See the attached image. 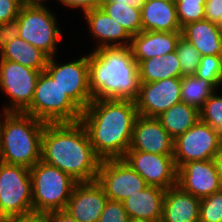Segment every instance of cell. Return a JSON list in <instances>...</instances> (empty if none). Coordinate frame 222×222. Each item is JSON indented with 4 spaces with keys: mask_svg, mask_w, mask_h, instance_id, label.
<instances>
[{
    "mask_svg": "<svg viewBox=\"0 0 222 222\" xmlns=\"http://www.w3.org/2000/svg\"><path fill=\"white\" fill-rule=\"evenodd\" d=\"M135 100L93 99L82 111L84 125L95 154L101 159L123 158L138 117Z\"/></svg>",
    "mask_w": 222,
    "mask_h": 222,
    "instance_id": "6da1fadb",
    "label": "cell"
},
{
    "mask_svg": "<svg viewBox=\"0 0 222 222\" xmlns=\"http://www.w3.org/2000/svg\"><path fill=\"white\" fill-rule=\"evenodd\" d=\"M41 160L69 174L78 183L96 181L101 162L80 121L46 123Z\"/></svg>",
    "mask_w": 222,
    "mask_h": 222,
    "instance_id": "7a4b0ae2",
    "label": "cell"
},
{
    "mask_svg": "<svg viewBox=\"0 0 222 222\" xmlns=\"http://www.w3.org/2000/svg\"><path fill=\"white\" fill-rule=\"evenodd\" d=\"M89 90L93 99H131L139 93L138 63L130 47H103L88 55Z\"/></svg>",
    "mask_w": 222,
    "mask_h": 222,
    "instance_id": "3957f363",
    "label": "cell"
},
{
    "mask_svg": "<svg viewBox=\"0 0 222 222\" xmlns=\"http://www.w3.org/2000/svg\"><path fill=\"white\" fill-rule=\"evenodd\" d=\"M0 120V161L33 167L41 160L46 123L24 112H3Z\"/></svg>",
    "mask_w": 222,
    "mask_h": 222,
    "instance_id": "277c9868",
    "label": "cell"
},
{
    "mask_svg": "<svg viewBox=\"0 0 222 222\" xmlns=\"http://www.w3.org/2000/svg\"><path fill=\"white\" fill-rule=\"evenodd\" d=\"M33 211L48 213L65 209L78 183L59 168L42 160L30 168Z\"/></svg>",
    "mask_w": 222,
    "mask_h": 222,
    "instance_id": "5b68a950",
    "label": "cell"
},
{
    "mask_svg": "<svg viewBox=\"0 0 222 222\" xmlns=\"http://www.w3.org/2000/svg\"><path fill=\"white\" fill-rule=\"evenodd\" d=\"M24 113L45 123H73L80 121L82 110L44 70L39 74L31 105Z\"/></svg>",
    "mask_w": 222,
    "mask_h": 222,
    "instance_id": "8992f818",
    "label": "cell"
},
{
    "mask_svg": "<svg viewBox=\"0 0 222 222\" xmlns=\"http://www.w3.org/2000/svg\"><path fill=\"white\" fill-rule=\"evenodd\" d=\"M47 7L22 5L16 18L18 36L43 51L49 58L55 56L62 37L58 23Z\"/></svg>",
    "mask_w": 222,
    "mask_h": 222,
    "instance_id": "52a82bcc",
    "label": "cell"
},
{
    "mask_svg": "<svg viewBox=\"0 0 222 222\" xmlns=\"http://www.w3.org/2000/svg\"><path fill=\"white\" fill-rule=\"evenodd\" d=\"M32 211L30 168L0 161V217L6 220Z\"/></svg>",
    "mask_w": 222,
    "mask_h": 222,
    "instance_id": "ba28073f",
    "label": "cell"
},
{
    "mask_svg": "<svg viewBox=\"0 0 222 222\" xmlns=\"http://www.w3.org/2000/svg\"><path fill=\"white\" fill-rule=\"evenodd\" d=\"M40 73L17 62L0 60V89L10 99L2 112H24L31 105Z\"/></svg>",
    "mask_w": 222,
    "mask_h": 222,
    "instance_id": "9c48e42d",
    "label": "cell"
},
{
    "mask_svg": "<svg viewBox=\"0 0 222 222\" xmlns=\"http://www.w3.org/2000/svg\"><path fill=\"white\" fill-rule=\"evenodd\" d=\"M222 142V134L200 119L184 134L174 139L176 168L190 161L211 160Z\"/></svg>",
    "mask_w": 222,
    "mask_h": 222,
    "instance_id": "30bf717a",
    "label": "cell"
},
{
    "mask_svg": "<svg viewBox=\"0 0 222 222\" xmlns=\"http://www.w3.org/2000/svg\"><path fill=\"white\" fill-rule=\"evenodd\" d=\"M108 200L122 202L148 184L123 158L101 160L96 178Z\"/></svg>",
    "mask_w": 222,
    "mask_h": 222,
    "instance_id": "8fae6325",
    "label": "cell"
},
{
    "mask_svg": "<svg viewBox=\"0 0 222 222\" xmlns=\"http://www.w3.org/2000/svg\"><path fill=\"white\" fill-rule=\"evenodd\" d=\"M55 57L48 59L45 71L83 111L93 100L89 90L88 55L65 64H58Z\"/></svg>",
    "mask_w": 222,
    "mask_h": 222,
    "instance_id": "7c38bea8",
    "label": "cell"
},
{
    "mask_svg": "<svg viewBox=\"0 0 222 222\" xmlns=\"http://www.w3.org/2000/svg\"><path fill=\"white\" fill-rule=\"evenodd\" d=\"M123 159L150 186H157L166 190L177 185V168L173 155L128 150Z\"/></svg>",
    "mask_w": 222,
    "mask_h": 222,
    "instance_id": "4fadbf2b",
    "label": "cell"
},
{
    "mask_svg": "<svg viewBox=\"0 0 222 222\" xmlns=\"http://www.w3.org/2000/svg\"><path fill=\"white\" fill-rule=\"evenodd\" d=\"M181 101V77L140 83L135 99L138 115L156 118Z\"/></svg>",
    "mask_w": 222,
    "mask_h": 222,
    "instance_id": "5bb4252c",
    "label": "cell"
},
{
    "mask_svg": "<svg viewBox=\"0 0 222 222\" xmlns=\"http://www.w3.org/2000/svg\"><path fill=\"white\" fill-rule=\"evenodd\" d=\"M177 185L200 199L222 190V179L215 160L190 161L178 167Z\"/></svg>",
    "mask_w": 222,
    "mask_h": 222,
    "instance_id": "9a60e30c",
    "label": "cell"
},
{
    "mask_svg": "<svg viewBox=\"0 0 222 222\" xmlns=\"http://www.w3.org/2000/svg\"><path fill=\"white\" fill-rule=\"evenodd\" d=\"M128 150L174 155V139L158 118L139 115L134 123Z\"/></svg>",
    "mask_w": 222,
    "mask_h": 222,
    "instance_id": "2e32d148",
    "label": "cell"
},
{
    "mask_svg": "<svg viewBox=\"0 0 222 222\" xmlns=\"http://www.w3.org/2000/svg\"><path fill=\"white\" fill-rule=\"evenodd\" d=\"M107 201L97 181L81 182L74 186L64 210L79 222H98Z\"/></svg>",
    "mask_w": 222,
    "mask_h": 222,
    "instance_id": "e0dca14e",
    "label": "cell"
},
{
    "mask_svg": "<svg viewBox=\"0 0 222 222\" xmlns=\"http://www.w3.org/2000/svg\"><path fill=\"white\" fill-rule=\"evenodd\" d=\"M89 31L98 40L95 49L103 47H130L132 37L100 7L83 13Z\"/></svg>",
    "mask_w": 222,
    "mask_h": 222,
    "instance_id": "ac0fdd59",
    "label": "cell"
},
{
    "mask_svg": "<svg viewBox=\"0 0 222 222\" xmlns=\"http://www.w3.org/2000/svg\"><path fill=\"white\" fill-rule=\"evenodd\" d=\"M181 36V31H141L131 39L130 49L133 59L139 65L149 58L162 57L171 53L176 50L177 42Z\"/></svg>",
    "mask_w": 222,
    "mask_h": 222,
    "instance_id": "d6986e66",
    "label": "cell"
},
{
    "mask_svg": "<svg viewBox=\"0 0 222 222\" xmlns=\"http://www.w3.org/2000/svg\"><path fill=\"white\" fill-rule=\"evenodd\" d=\"M200 201L178 185L166 189L161 222H199Z\"/></svg>",
    "mask_w": 222,
    "mask_h": 222,
    "instance_id": "ffe728a7",
    "label": "cell"
},
{
    "mask_svg": "<svg viewBox=\"0 0 222 222\" xmlns=\"http://www.w3.org/2000/svg\"><path fill=\"white\" fill-rule=\"evenodd\" d=\"M141 18L142 31H182L174 1L145 0Z\"/></svg>",
    "mask_w": 222,
    "mask_h": 222,
    "instance_id": "44dd1931",
    "label": "cell"
},
{
    "mask_svg": "<svg viewBox=\"0 0 222 222\" xmlns=\"http://www.w3.org/2000/svg\"><path fill=\"white\" fill-rule=\"evenodd\" d=\"M165 189L148 185L122 201L129 218L161 222Z\"/></svg>",
    "mask_w": 222,
    "mask_h": 222,
    "instance_id": "7402d4cb",
    "label": "cell"
},
{
    "mask_svg": "<svg viewBox=\"0 0 222 222\" xmlns=\"http://www.w3.org/2000/svg\"><path fill=\"white\" fill-rule=\"evenodd\" d=\"M181 33L201 56H222V38L216 23L206 19L190 22L182 27Z\"/></svg>",
    "mask_w": 222,
    "mask_h": 222,
    "instance_id": "603a6c76",
    "label": "cell"
},
{
    "mask_svg": "<svg viewBox=\"0 0 222 222\" xmlns=\"http://www.w3.org/2000/svg\"><path fill=\"white\" fill-rule=\"evenodd\" d=\"M49 57L19 36L0 50V60L17 62L33 70L44 71Z\"/></svg>",
    "mask_w": 222,
    "mask_h": 222,
    "instance_id": "cb8c5ba5",
    "label": "cell"
},
{
    "mask_svg": "<svg viewBox=\"0 0 222 222\" xmlns=\"http://www.w3.org/2000/svg\"><path fill=\"white\" fill-rule=\"evenodd\" d=\"M140 83L156 82L163 79L182 77L176 51L162 57H152L138 65Z\"/></svg>",
    "mask_w": 222,
    "mask_h": 222,
    "instance_id": "d4e9b609",
    "label": "cell"
},
{
    "mask_svg": "<svg viewBox=\"0 0 222 222\" xmlns=\"http://www.w3.org/2000/svg\"><path fill=\"white\" fill-rule=\"evenodd\" d=\"M165 130L173 139L184 134L199 119V110L184 102H180L157 117Z\"/></svg>",
    "mask_w": 222,
    "mask_h": 222,
    "instance_id": "484cf974",
    "label": "cell"
},
{
    "mask_svg": "<svg viewBox=\"0 0 222 222\" xmlns=\"http://www.w3.org/2000/svg\"><path fill=\"white\" fill-rule=\"evenodd\" d=\"M100 8L121 24L131 37L142 31L141 8L113 1H102Z\"/></svg>",
    "mask_w": 222,
    "mask_h": 222,
    "instance_id": "4316f807",
    "label": "cell"
},
{
    "mask_svg": "<svg viewBox=\"0 0 222 222\" xmlns=\"http://www.w3.org/2000/svg\"><path fill=\"white\" fill-rule=\"evenodd\" d=\"M216 88L208 81L195 75L181 77L182 102L200 110L206 100L216 92Z\"/></svg>",
    "mask_w": 222,
    "mask_h": 222,
    "instance_id": "83f0119b",
    "label": "cell"
},
{
    "mask_svg": "<svg viewBox=\"0 0 222 222\" xmlns=\"http://www.w3.org/2000/svg\"><path fill=\"white\" fill-rule=\"evenodd\" d=\"M175 51L180 63L182 77L195 75L201 60L198 50L181 36L177 42Z\"/></svg>",
    "mask_w": 222,
    "mask_h": 222,
    "instance_id": "f1b7e54d",
    "label": "cell"
},
{
    "mask_svg": "<svg viewBox=\"0 0 222 222\" xmlns=\"http://www.w3.org/2000/svg\"><path fill=\"white\" fill-rule=\"evenodd\" d=\"M195 76L210 82L217 90L222 84V56H201Z\"/></svg>",
    "mask_w": 222,
    "mask_h": 222,
    "instance_id": "f546056e",
    "label": "cell"
},
{
    "mask_svg": "<svg viewBox=\"0 0 222 222\" xmlns=\"http://www.w3.org/2000/svg\"><path fill=\"white\" fill-rule=\"evenodd\" d=\"M181 28L187 23L205 19L206 0H174Z\"/></svg>",
    "mask_w": 222,
    "mask_h": 222,
    "instance_id": "4dcf8cb0",
    "label": "cell"
},
{
    "mask_svg": "<svg viewBox=\"0 0 222 222\" xmlns=\"http://www.w3.org/2000/svg\"><path fill=\"white\" fill-rule=\"evenodd\" d=\"M199 114L202 122L222 134V95L214 92L199 110Z\"/></svg>",
    "mask_w": 222,
    "mask_h": 222,
    "instance_id": "1f68e13d",
    "label": "cell"
},
{
    "mask_svg": "<svg viewBox=\"0 0 222 222\" xmlns=\"http://www.w3.org/2000/svg\"><path fill=\"white\" fill-rule=\"evenodd\" d=\"M199 222H222V190L201 199Z\"/></svg>",
    "mask_w": 222,
    "mask_h": 222,
    "instance_id": "d6a6232c",
    "label": "cell"
},
{
    "mask_svg": "<svg viewBox=\"0 0 222 222\" xmlns=\"http://www.w3.org/2000/svg\"><path fill=\"white\" fill-rule=\"evenodd\" d=\"M129 216L123 203L108 200L98 222H128Z\"/></svg>",
    "mask_w": 222,
    "mask_h": 222,
    "instance_id": "836d02e7",
    "label": "cell"
},
{
    "mask_svg": "<svg viewBox=\"0 0 222 222\" xmlns=\"http://www.w3.org/2000/svg\"><path fill=\"white\" fill-rule=\"evenodd\" d=\"M22 5L21 0H0V24L16 20Z\"/></svg>",
    "mask_w": 222,
    "mask_h": 222,
    "instance_id": "e575fe53",
    "label": "cell"
},
{
    "mask_svg": "<svg viewBox=\"0 0 222 222\" xmlns=\"http://www.w3.org/2000/svg\"><path fill=\"white\" fill-rule=\"evenodd\" d=\"M19 24L13 20L0 24V50L9 42L18 37Z\"/></svg>",
    "mask_w": 222,
    "mask_h": 222,
    "instance_id": "d590c367",
    "label": "cell"
},
{
    "mask_svg": "<svg viewBox=\"0 0 222 222\" xmlns=\"http://www.w3.org/2000/svg\"><path fill=\"white\" fill-rule=\"evenodd\" d=\"M222 17V0H206L205 19L211 22H218Z\"/></svg>",
    "mask_w": 222,
    "mask_h": 222,
    "instance_id": "8d00e7d4",
    "label": "cell"
},
{
    "mask_svg": "<svg viewBox=\"0 0 222 222\" xmlns=\"http://www.w3.org/2000/svg\"><path fill=\"white\" fill-rule=\"evenodd\" d=\"M62 5L68 8H80L82 12H86L92 9L99 8L102 0H59Z\"/></svg>",
    "mask_w": 222,
    "mask_h": 222,
    "instance_id": "74e56055",
    "label": "cell"
},
{
    "mask_svg": "<svg viewBox=\"0 0 222 222\" xmlns=\"http://www.w3.org/2000/svg\"><path fill=\"white\" fill-rule=\"evenodd\" d=\"M5 222H51L48 213L32 211L19 216H14Z\"/></svg>",
    "mask_w": 222,
    "mask_h": 222,
    "instance_id": "f35d334b",
    "label": "cell"
},
{
    "mask_svg": "<svg viewBox=\"0 0 222 222\" xmlns=\"http://www.w3.org/2000/svg\"><path fill=\"white\" fill-rule=\"evenodd\" d=\"M48 215L51 222H79L64 209L48 212Z\"/></svg>",
    "mask_w": 222,
    "mask_h": 222,
    "instance_id": "ab89813d",
    "label": "cell"
},
{
    "mask_svg": "<svg viewBox=\"0 0 222 222\" xmlns=\"http://www.w3.org/2000/svg\"><path fill=\"white\" fill-rule=\"evenodd\" d=\"M214 160H215L218 172H219L221 179H222V142L219 146V149L216 152Z\"/></svg>",
    "mask_w": 222,
    "mask_h": 222,
    "instance_id": "60d3db41",
    "label": "cell"
},
{
    "mask_svg": "<svg viewBox=\"0 0 222 222\" xmlns=\"http://www.w3.org/2000/svg\"><path fill=\"white\" fill-rule=\"evenodd\" d=\"M102 1H113L118 3H125L130 6H136L138 8H142L145 0H102Z\"/></svg>",
    "mask_w": 222,
    "mask_h": 222,
    "instance_id": "b9f144b4",
    "label": "cell"
},
{
    "mask_svg": "<svg viewBox=\"0 0 222 222\" xmlns=\"http://www.w3.org/2000/svg\"><path fill=\"white\" fill-rule=\"evenodd\" d=\"M23 5L28 6H45V0H21Z\"/></svg>",
    "mask_w": 222,
    "mask_h": 222,
    "instance_id": "7bdbcfd3",
    "label": "cell"
},
{
    "mask_svg": "<svg viewBox=\"0 0 222 222\" xmlns=\"http://www.w3.org/2000/svg\"><path fill=\"white\" fill-rule=\"evenodd\" d=\"M128 222H159V221H152V220L142 219V218H129Z\"/></svg>",
    "mask_w": 222,
    "mask_h": 222,
    "instance_id": "ee69618b",
    "label": "cell"
},
{
    "mask_svg": "<svg viewBox=\"0 0 222 222\" xmlns=\"http://www.w3.org/2000/svg\"><path fill=\"white\" fill-rule=\"evenodd\" d=\"M216 25H217V29L220 33V36L222 38V17L220 18V20L218 22H216Z\"/></svg>",
    "mask_w": 222,
    "mask_h": 222,
    "instance_id": "f6af8a7d",
    "label": "cell"
},
{
    "mask_svg": "<svg viewBox=\"0 0 222 222\" xmlns=\"http://www.w3.org/2000/svg\"><path fill=\"white\" fill-rule=\"evenodd\" d=\"M0 222H5V220L3 218L0 217Z\"/></svg>",
    "mask_w": 222,
    "mask_h": 222,
    "instance_id": "bcb514c9",
    "label": "cell"
}]
</instances>
